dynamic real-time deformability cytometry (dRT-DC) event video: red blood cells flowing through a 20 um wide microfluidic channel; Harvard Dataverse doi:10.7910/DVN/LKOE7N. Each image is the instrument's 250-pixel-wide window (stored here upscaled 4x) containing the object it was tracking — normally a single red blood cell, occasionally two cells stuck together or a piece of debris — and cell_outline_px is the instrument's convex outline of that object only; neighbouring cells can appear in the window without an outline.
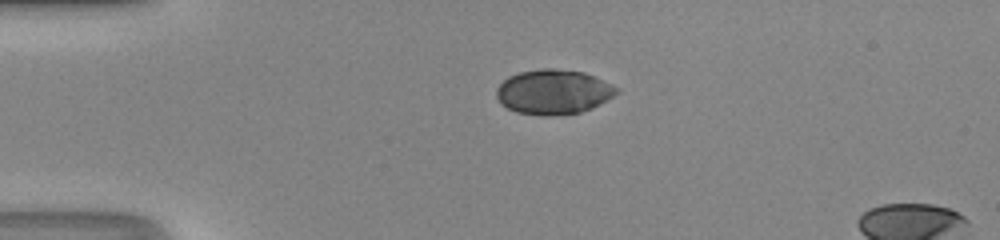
{"species": "human", "species_latin": "Homo sapiens", "temperature_condition": "room temperature", "stored_images_in_passage": 40, "segment_of_instrument_passage": [1, 2], "camera_frame_rate_fps": 3000, "um_per_image_px": 0.085, "donor": {"sex": "male"}, "frame": {"image": 1, "passage_image": 1, "time_ms": 0.0, "image_size_px": [1000, 240], "cell_outline_px": [[620, 88], [612, 96], [600, 104], [592, 108], [580, 112], [548, 116], [540, 116], [516, 112], [500, 104], [496, 96], [496, 88], [508, 76], [520, 72], [540, 68], [556, 68], [584, 72], [612, 84]], "centroid_in_image_um": [47.01, 7.81], "position_along_channel_um": 38.0, "area_um2": 31.44}}
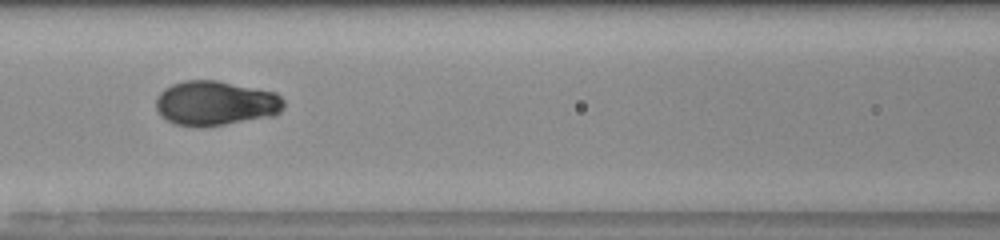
{"frame": {"image": 2, "passage_image": 12, "time_ms": 3.667, "image_size_px": [1000, 240], "cell_outline_px": [[284, 108], [276, 116], [204, 128], [196, 128], [176, 124], [160, 116], [156, 108], [156, 96], [164, 88], [172, 84], [184, 80], [216, 80], [276, 92], [284, 100]], "centroid_in_image_um": [18.33, 8.79], "position_along_channel_um": 148.3, "area_um2": 33.93}}
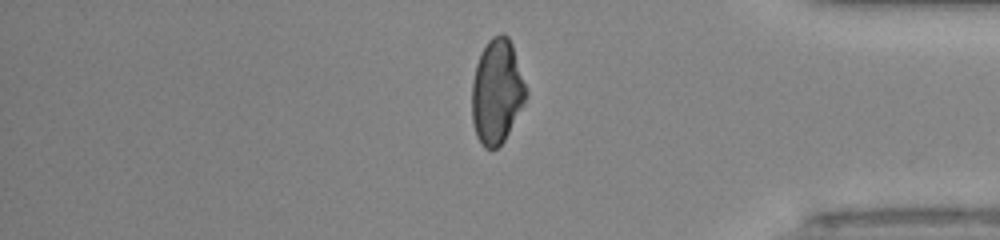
{"frame": {"image": 3, "passage_image": 31, "time_ms": 10.0, "image_size_px": [1000, 240], "cell_outline_px": [[528, 96], [524, 104], [504, 140], [496, 148], [484, 148], [480, 144], [476, 136], [472, 120], [472, 80], [476, 64], [480, 52], [488, 40], [492, 36], [500, 32], [504, 32], [508, 36], [512, 44], [528, 92]], "centroid_in_image_um": [42.23, 7.75], "position_along_channel_um": 393.0, "area_um2": 33.23}}